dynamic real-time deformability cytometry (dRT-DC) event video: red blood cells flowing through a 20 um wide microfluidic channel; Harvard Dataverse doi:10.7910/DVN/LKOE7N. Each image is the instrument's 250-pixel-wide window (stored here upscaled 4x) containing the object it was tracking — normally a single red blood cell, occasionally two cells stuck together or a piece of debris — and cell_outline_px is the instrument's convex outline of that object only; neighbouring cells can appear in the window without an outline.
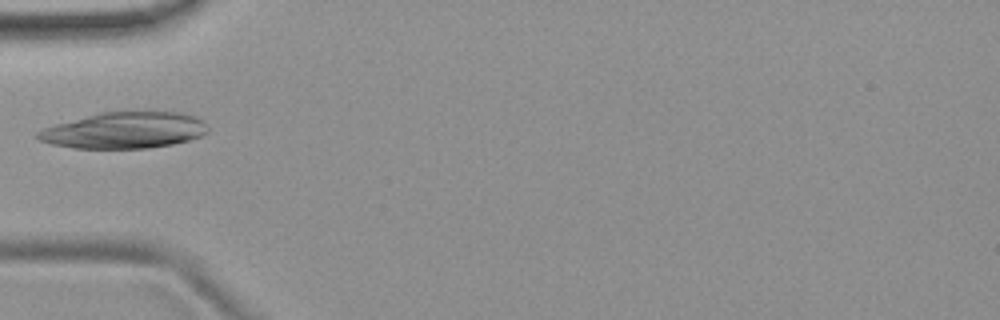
{"species": "common noctule bat (a hibernating species)", "species_latin": "Nyctalus noctula", "temperature_condition": "room temperature", "stored_images_in_passage": 5, "camera_frame_rate_fps": 3000, "um_per_image_px": 0.085, "animal": {"sex": "female", "body_mass_g": 19.9}, "frame": {"image": 1, "passage_image": 4, "time_ms": 5.0, "image_size_px": [1000, 320], "cell_outline_px": [[208, 132], [200, 136], [188, 140], [172, 144], [148, 148], [72, 148], [52, 144], [40, 140], [36, 136], [36, 132], [44, 128], [56, 124], [100, 112], [180, 112], [196, 116], [208, 124]], "centroid_in_image_um": [10.6, 11.07], "position_along_channel_um": 74.4, "area_um2": 35.84}}
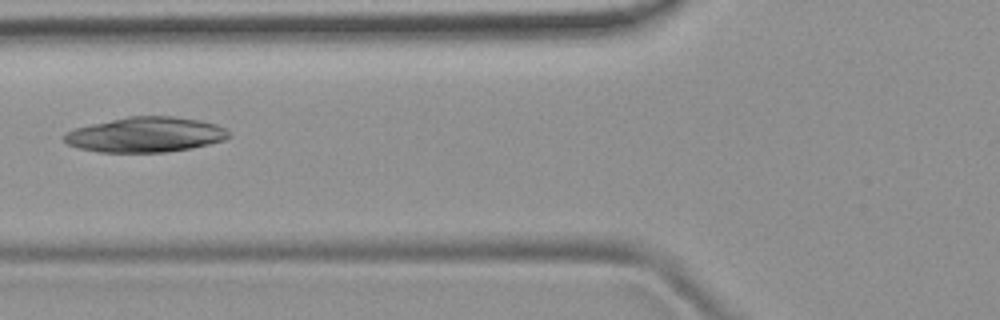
{"frame": {"image": 2, "passage_image": 5, "time_ms": 6.0, "image_size_px": [1000, 320], "cell_outline_px": [[232, 136], [224, 140], [192, 148], [164, 152], [100, 152], [76, 148], [68, 144], [64, 140], [64, 132], [76, 128], [92, 124], [128, 116], [172, 116], [200, 120], [216, 124], [224, 128]], "centroid_in_image_um": [12.37, 11.45], "position_along_channel_um": 113.4, "area_um2": 33.64}}